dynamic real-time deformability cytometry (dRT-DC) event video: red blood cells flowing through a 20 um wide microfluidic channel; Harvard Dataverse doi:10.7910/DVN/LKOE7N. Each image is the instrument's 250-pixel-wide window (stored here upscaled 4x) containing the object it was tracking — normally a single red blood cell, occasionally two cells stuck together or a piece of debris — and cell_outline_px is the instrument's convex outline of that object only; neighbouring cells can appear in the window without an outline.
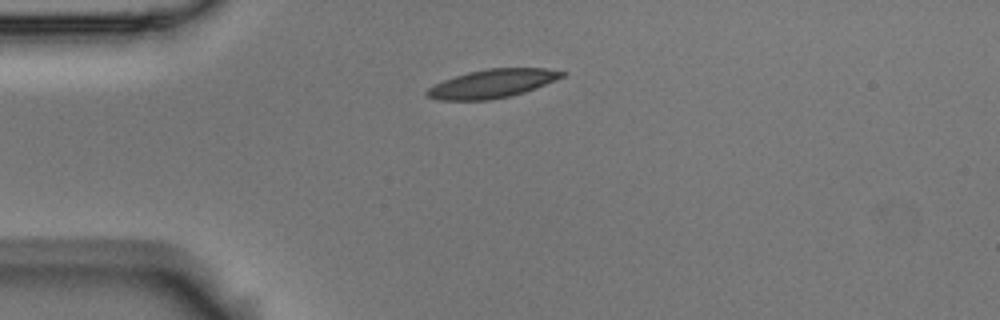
{"species": "Egyptian fruit bat (a non-hibernating species)", "species_latin": "Rousettus aegyptiacus", "temperature_condition": "room temperature", "stored_images_in_passage": 44, "camera_frame_rate_fps": 3000, "um_per_image_px": 0.085, "animal": {"sex": "male"}, "frame": {"image": 1, "passage_image": 1, "time_ms": 0.0, "image_size_px": [1000, 320], "cell_outline_px": [[564, 76], [536, 88], [512, 96], [488, 100], [436, 100], [428, 96], [424, 92], [428, 88], [444, 80], [468, 72], [488, 68], [544, 68], [564, 72]], "centroid_in_image_um": [41.82, 7.11], "position_along_channel_um": 43.2, "area_um2": 22.25}}
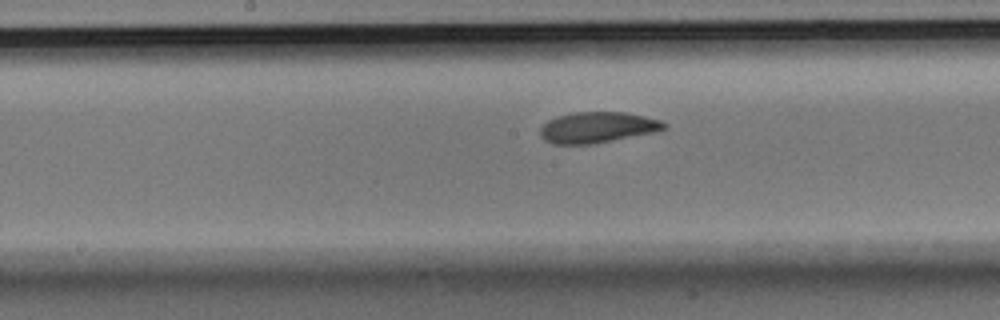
{"frame": {"image": 2, "passage_image": 16, "time_ms": 5.0, "image_size_px": [1000, 320], "cell_outline_px": [[668, 128], [652, 132], [596, 144], [552, 144], [544, 140], [540, 136], [540, 128], [548, 120], [556, 116], [572, 112], [624, 112], [644, 116], [660, 120], [668, 124]], "centroid_in_image_um": [50.76, 10.83], "position_along_channel_um": 197.4, "area_um2": 22.43}}
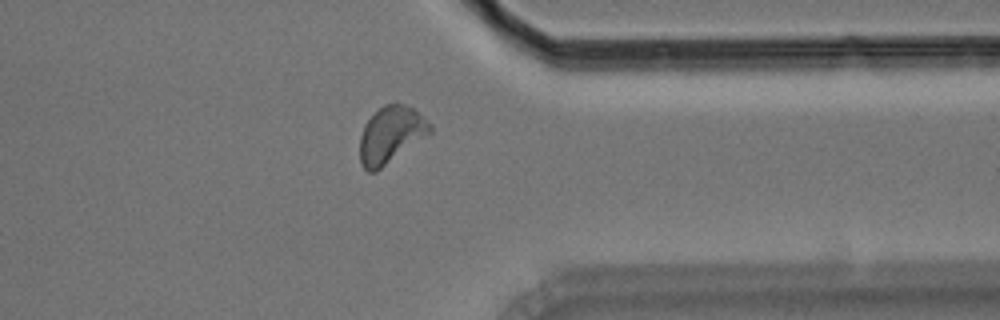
{"frame": {"image": 3, "passage_image": 32, "time_ms": 10.333, "image_size_px": [1000, 320], "cell_outline_px": [[432, 132], [376, 172], [368, 172], [360, 164], [360, 136], [364, 124], [384, 104], [404, 104], [412, 108], [432, 124]], "centroid_in_image_um": [33.21, 11.48], "position_along_channel_um": 378.2, "area_um2": 23.0}, "authors_computed_cell_mechanics": {"area_um2": 22.3397, "velocity_mm_per_s": 3.4994, "shape_relaxation_time_tau1_ms": 3.9633, "shape_relaxation_time_tau2_ms": 3.1008, "deformation_change_tau1": 0.1373, "deformation_change_tau2": 0.0778}}